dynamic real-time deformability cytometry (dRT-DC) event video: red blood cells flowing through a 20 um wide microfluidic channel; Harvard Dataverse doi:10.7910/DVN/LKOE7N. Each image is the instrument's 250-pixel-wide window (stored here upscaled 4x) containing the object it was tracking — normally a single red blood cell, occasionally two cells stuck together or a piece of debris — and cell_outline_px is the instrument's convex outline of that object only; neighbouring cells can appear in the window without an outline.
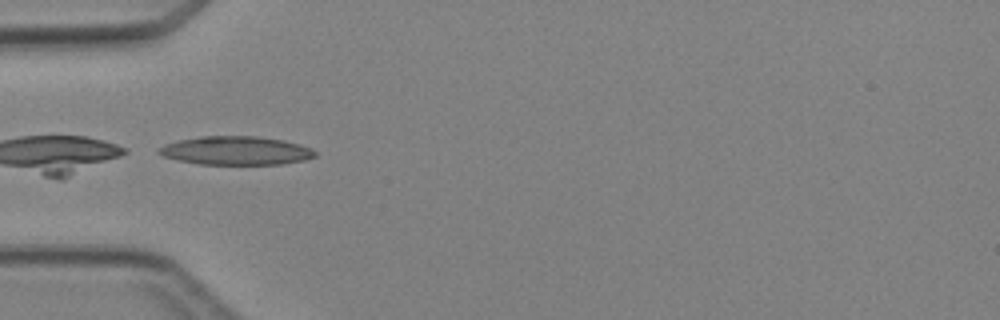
{"species": "Egyptian fruit bat (a non-hibernating species)", "species_latin": "Rousettus aegyptiacus", "temperature_condition": "cold", "stored_images_in_passage": 6, "camera_frame_rate_fps": 3000, "um_per_image_px": 0.085, "animal": {"sex": "female"}, "frame": {"image": 1, "passage_image": 6, "time_ms": 6.0, "image_size_px": [1000, 320], "cell_outline_px": [[316, 156], [304, 160], [280, 164], [200, 164], [180, 160], [164, 156], [156, 152], [164, 144], [180, 140], [200, 136], [256, 136], [284, 140], [300, 144], [312, 148], [316, 152]], "centroid_in_image_um": [20.09, 12.79], "position_along_channel_um": 64.9, "area_um2": 25.89}}